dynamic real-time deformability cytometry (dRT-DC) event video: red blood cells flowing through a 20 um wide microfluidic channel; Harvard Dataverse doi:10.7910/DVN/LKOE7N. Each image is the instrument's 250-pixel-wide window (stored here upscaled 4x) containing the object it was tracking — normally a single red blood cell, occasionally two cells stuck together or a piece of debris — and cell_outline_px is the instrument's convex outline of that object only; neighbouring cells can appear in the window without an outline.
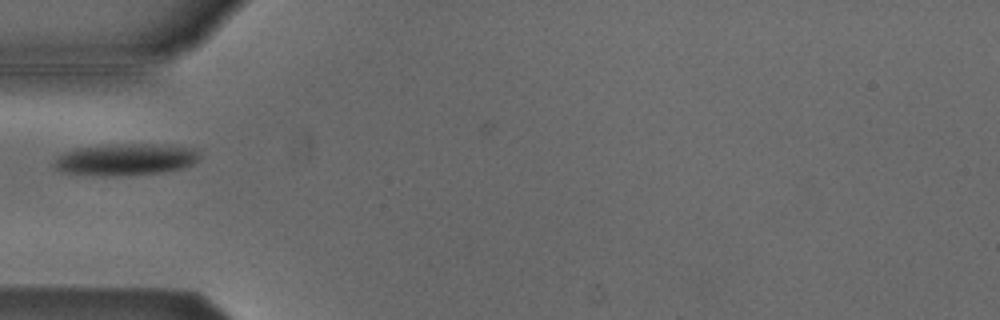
{"species": "Egyptian fruit bat (a non-hibernating species)", "species_latin": "Rousettus aegyptiacus", "temperature_condition": "cold", "stored_images_in_passage": 27, "camera_frame_rate_fps": 3000, "um_per_image_px": 0.085, "animal": {"sex": "male"}, "frame": {"image": 1, "passage_image": 1, "time_ms": 0.0, "image_size_px": [1000, 320], "cell_outline_px": [[204, 148], [200, 160], [184, 168], [160, 172], [64, 172], [56, 168], [52, 164], [56, 156], [64, 152], [76, 148], [108, 144], [172, 144]], "centroid_in_image_um": [10.87, 13.45], "position_along_channel_um": 74.1, "area_um2": 26.18}}
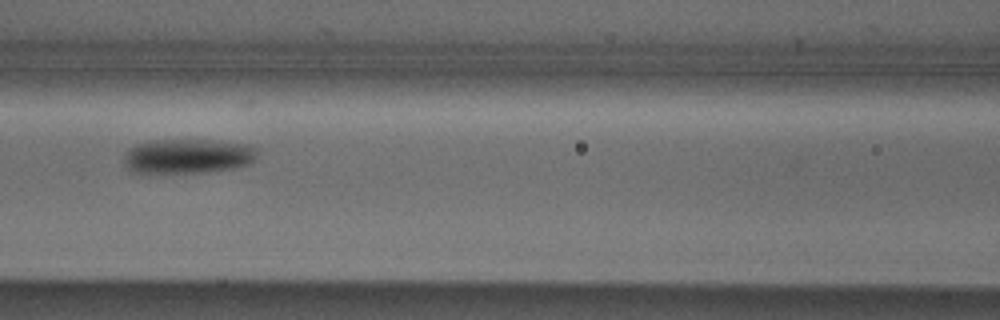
{"frame": {"image": 2, "passage_image": 7, "time_ms": 2.0, "image_size_px": [1000, 320], "cell_outline_px": [[256, 160], [248, 164], [236, 168], [208, 172], [148, 176], [132, 172], [124, 164], [124, 156], [128, 148], [136, 144], [148, 140], [208, 140], [252, 144], [256, 148]], "centroid_in_image_um": [15.9, 13.32], "position_along_channel_um": 150.7, "area_um2": 28.21}}
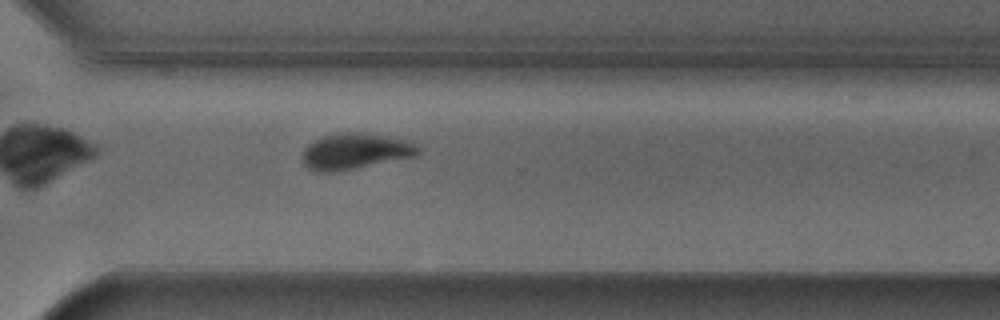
{"frame": {"image": 3, "passage_image": 22, "time_ms": 7.0, "image_size_px": [1000, 320], "cell_outline_px": [[420, 152], [416, 156], [332, 172], [320, 172], [308, 168], [304, 164], [304, 148], [308, 144], [324, 136], [340, 132], [348, 132], [380, 136], [404, 140], [416, 144], [420, 148]], "centroid_in_image_um": [30.18, 12.87], "position_along_channel_um": 340.4, "area_um2": 23.47}}